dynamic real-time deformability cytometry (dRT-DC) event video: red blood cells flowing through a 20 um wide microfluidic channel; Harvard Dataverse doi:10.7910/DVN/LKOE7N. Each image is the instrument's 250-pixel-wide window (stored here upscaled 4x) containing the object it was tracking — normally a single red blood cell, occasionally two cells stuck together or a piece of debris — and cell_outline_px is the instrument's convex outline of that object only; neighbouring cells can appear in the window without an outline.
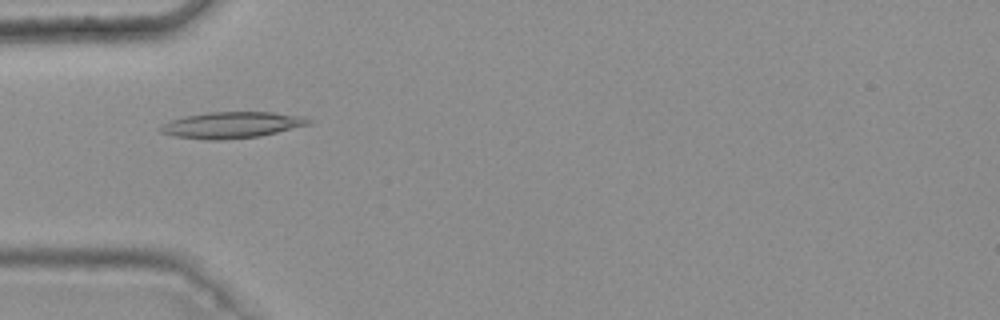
{"species": "common noctule bat (a hibernating species)", "species_latin": "Nyctalus noctula", "temperature_condition": "warm", "stored_images_in_passage": 7, "camera_frame_rate_fps": 3000, "um_per_image_px": 0.085, "animal": {"sex": "female", "body_mass_g": 25.1}, "frame": {"image": 1, "passage_image": 5, "time_ms": 1.333, "image_size_px": [1000, 320], "cell_outline_px": [[312, 124], [260, 136], [220, 140], [208, 140], [176, 136], [160, 132], [156, 128], [172, 120], [184, 116], [204, 112], [272, 112], [304, 116], [312, 120]], "centroid_in_image_um": [19.72, 10.62], "position_along_channel_um": 65.3, "area_um2": 22.77}}
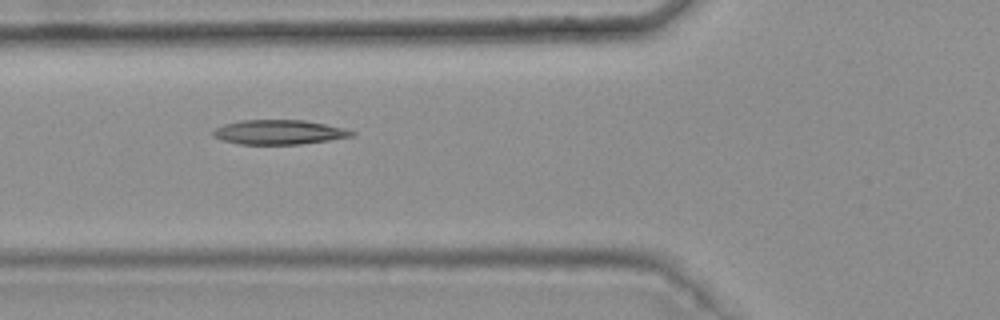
{"frame": {"image": 2, "passage_image": 6, "time_ms": 1.667, "image_size_px": [1000, 320], "cell_outline_px": [[356, 132], [352, 136], [328, 140], [300, 144], [240, 144], [224, 140], [212, 136], [212, 132], [216, 128], [224, 124], [240, 120], [304, 120], [344, 128]], "centroid_in_image_um": [23.69, 11.23], "position_along_channel_um": 102.1, "area_um2": 19.59}}
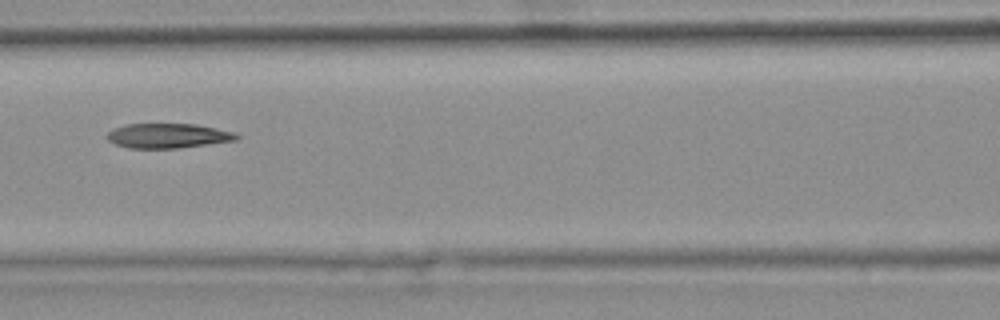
{"frame": {"image": 3, "passage_image": 7, "time_ms": 2.0, "image_size_px": [1000, 320], "cell_outline_px": [[240, 136], [236, 140], [208, 144], [176, 148], [128, 148], [116, 144], [108, 140], [104, 136], [108, 132], [116, 128], [128, 124], [196, 124], [216, 128], [232, 132]], "centroid_in_image_um": [14.25, 11.54], "position_along_channel_um": 152.3, "area_um2": 18.44}}